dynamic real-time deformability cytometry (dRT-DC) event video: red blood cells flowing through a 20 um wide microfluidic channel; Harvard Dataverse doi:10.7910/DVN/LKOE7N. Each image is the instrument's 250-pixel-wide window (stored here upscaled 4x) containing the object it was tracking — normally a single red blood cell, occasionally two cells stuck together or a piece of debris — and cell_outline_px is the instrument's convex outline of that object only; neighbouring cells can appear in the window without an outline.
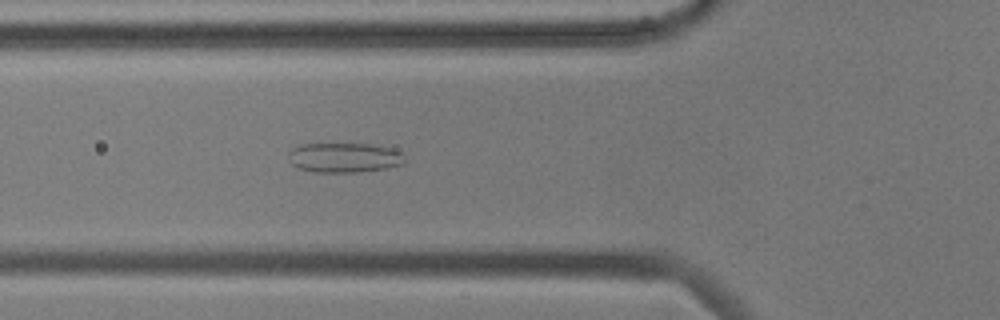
{"species": "common noctule bat (a hibernating species)", "species_latin": "Nyctalus noctula", "temperature_condition": "cold", "stored_images_in_passage": 55, "camera_frame_rate_fps": 3000, "um_per_image_px": 0.085, "animal": {"sex": "male", "body_mass_g": 17.9, "forearm_length_mm": 54.2}, "frame": {"image": 1, "passage_image": 19, "time_ms": 6.0, "image_size_px": [1000, 320], "cell_outline_px": [[408, 160], [404, 164], [388, 168], [356, 172], [312, 172], [296, 168], [288, 160], [288, 152], [292, 148], [300, 144], [372, 144], [396, 148], [404, 152]], "centroid_in_image_um": [29.32, 13.39], "position_along_channel_um": 96.5, "area_um2": 20.81}}
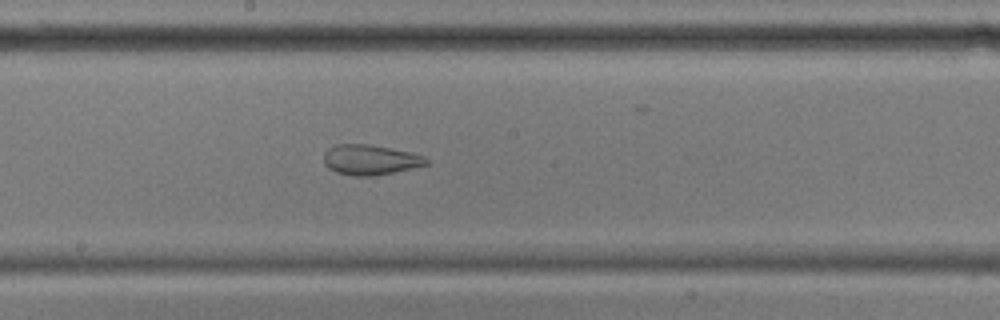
{"frame": {"image": 2, "passage_image": 29, "time_ms": 9.333, "image_size_px": [1000, 320], "cell_outline_px": [[428, 164], [412, 168], [372, 176], [352, 176], [336, 172], [328, 168], [324, 164], [324, 152], [328, 148], [336, 144], [368, 144], [412, 152], [424, 156], [428, 160]], "centroid_in_image_um": [31.44, 13.58], "position_along_channel_um": 216.8, "area_um2": 18.03}}
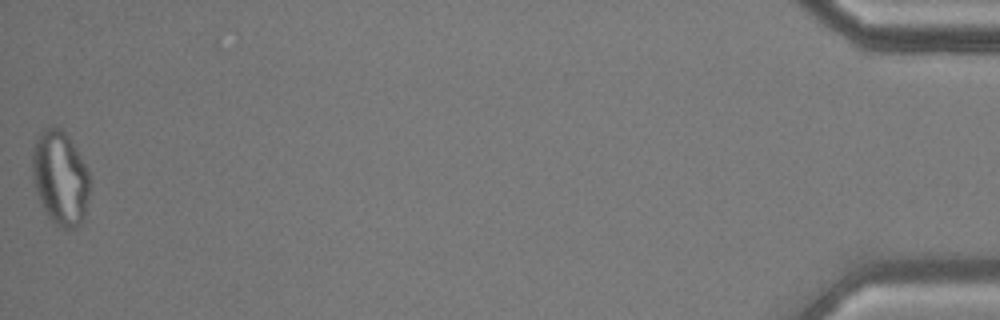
{"frame": {"image": 3, "passage_image": 55, "time_ms": 18.0, "image_size_px": [1000, 320], "cell_outline_px": [[88, 196], [84, 220], [76, 228], [60, 228], [48, 216], [40, 200], [32, 180], [32, 152], [36, 140], [40, 132], [52, 124], [60, 128], [68, 136], [76, 148], [88, 172]], "centroid_in_image_um": [5.1, 15.11], "position_along_channel_um": 430.1, "area_um2": 31.33}, "authors_computed_cell_mechanics": {"area_um2": 26.8192, "velocity_mm_per_s": 3.587, "shape_relaxation_time_tau1_ms": null, "shape_relaxation_time_tau2_ms": 1.8708, "deformation_change_tau1": null, "deformation_change_tau2": 0.092}}